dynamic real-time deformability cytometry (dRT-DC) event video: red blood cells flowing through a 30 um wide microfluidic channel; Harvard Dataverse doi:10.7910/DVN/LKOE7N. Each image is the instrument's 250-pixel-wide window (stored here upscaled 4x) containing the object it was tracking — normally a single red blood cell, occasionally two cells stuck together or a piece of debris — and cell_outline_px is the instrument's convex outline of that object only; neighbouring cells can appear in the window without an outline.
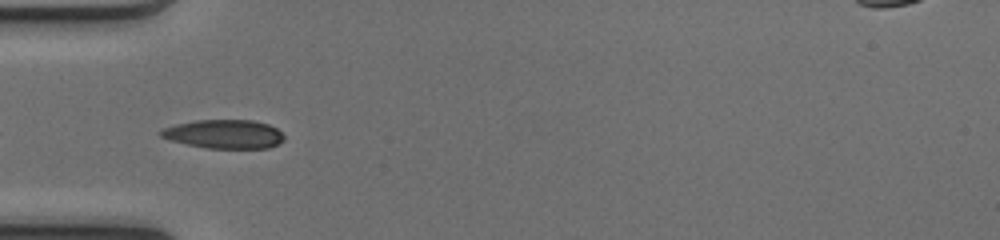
{"species": "common noctule bat (a hibernating species)", "species_latin": "Nyctalus noctula", "temperature_condition": "cold", "stored_images_in_passage": 4, "camera_frame_rate_fps": 3000, "um_per_image_px": 0.085, "animal": {"sex": "female", "body_mass_g": 17.0, "forearm_length_mm": 48.0}, "frame": {"image": 1, "passage_image": 2, "time_ms": 0.333, "image_size_px": [1000, 240], "cell_outline_px": [[284, 140], [268, 148], [204, 148], [172, 140], [160, 136], [156, 132], [160, 128], [176, 124], [196, 120], [252, 120], [268, 124], [276, 128], [284, 136]], "centroid_in_image_um": [19.01, 11.39], "position_along_channel_um": 66.0, "area_um2": 20.69}}